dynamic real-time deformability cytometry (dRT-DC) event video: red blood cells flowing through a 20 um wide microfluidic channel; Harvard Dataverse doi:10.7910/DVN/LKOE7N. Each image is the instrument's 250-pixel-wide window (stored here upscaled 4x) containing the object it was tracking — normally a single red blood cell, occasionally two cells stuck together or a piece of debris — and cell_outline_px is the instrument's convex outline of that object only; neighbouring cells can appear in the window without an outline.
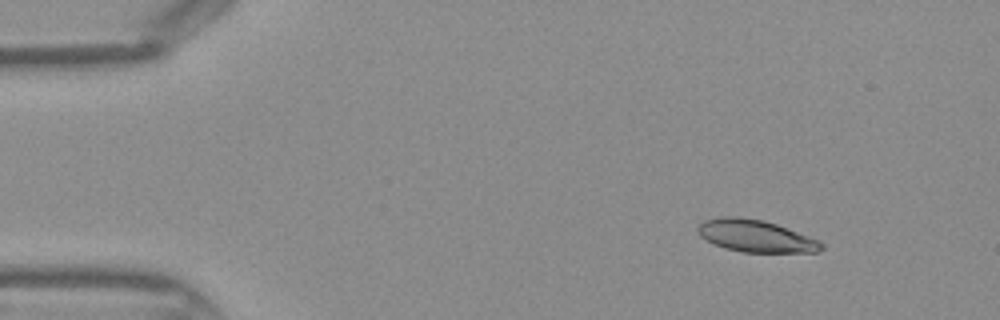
{"species": "Egyptian fruit bat (a non-hibernating species)", "species_latin": "Rousettus aegyptiacus", "temperature_condition": "warm", "stored_images_in_passage": 44, "camera_frame_rate_fps": 3000, "um_per_image_px": 0.085, "frame": {"image": 1, "passage_image": 5, "time_ms": 1.333, "image_size_px": [1000, 320], "cell_outline_px": [[824, 248], [816, 252], [744, 252], [724, 248], [700, 236], [696, 228], [704, 220], [720, 216], [736, 216], [764, 220], [776, 224], [820, 240], [824, 244]], "centroid_in_image_um": [64.24, 20.05], "position_along_channel_um": 20.8, "area_um2": 23.12}}
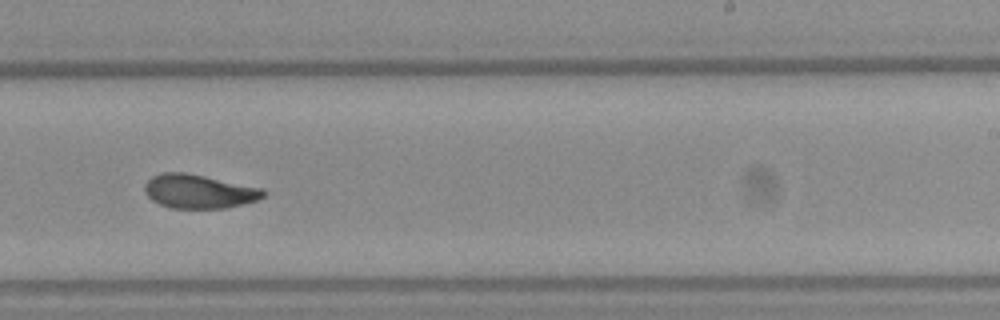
{"frame": {"image": 2, "passage_image": 27, "time_ms": 8.667, "image_size_px": [1000, 320], "cell_outline_px": [[264, 196], [256, 200], [224, 208], [172, 208], [160, 204], [152, 200], [144, 192], [144, 184], [152, 176], [160, 172], [184, 172], [204, 176], [260, 188], [264, 192]], "centroid_in_image_um": [16.82, 16.26], "position_along_channel_um": 272.2, "area_um2": 23.06}}
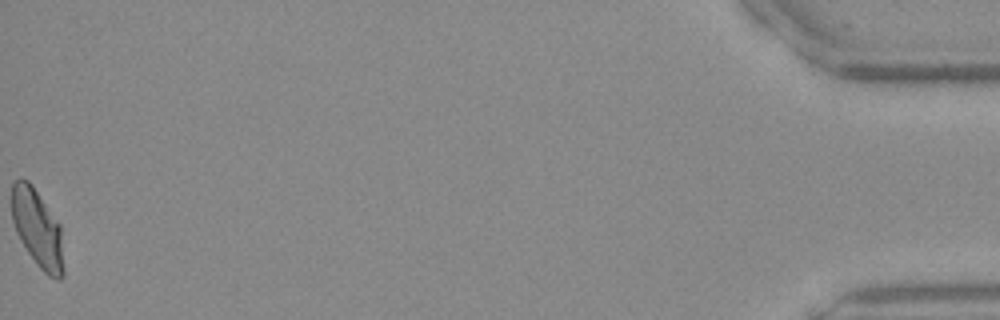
{"frame": {"image": 3, "passage_image": 44, "time_ms": 14.333, "image_size_px": [1000, 320], "cell_outline_px": [[64, 276], [60, 280], [56, 280], [48, 276], [36, 264], [20, 240], [16, 232], [12, 220], [12, 180], [20, 176], [28, 180], [32, 184], [60, 224], [64, 268]], "centroid_in_image_um": [3.18, 19.41], "position_along_channel_um": 432.0, "area_um2": 23.87}}